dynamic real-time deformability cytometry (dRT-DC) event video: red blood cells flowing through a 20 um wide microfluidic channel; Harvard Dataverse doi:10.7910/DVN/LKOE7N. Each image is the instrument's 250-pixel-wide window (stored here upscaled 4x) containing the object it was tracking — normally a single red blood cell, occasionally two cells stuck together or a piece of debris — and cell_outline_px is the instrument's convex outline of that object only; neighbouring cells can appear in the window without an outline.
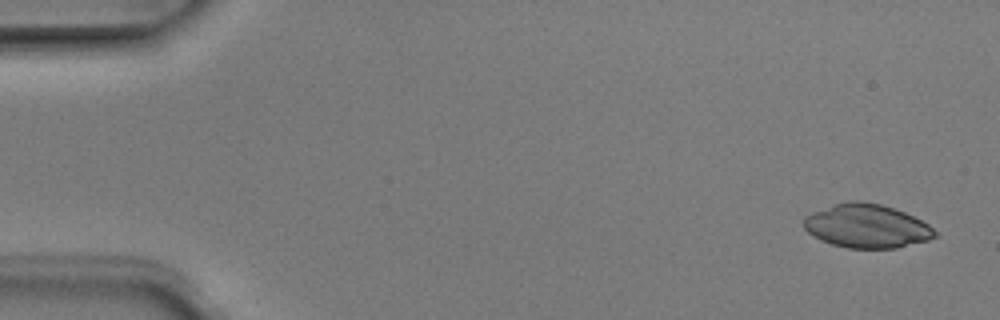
{"species": "Egyptian fruit bat (a non-hibernating species)", "species_latin": "Rousettus aegyptiacus", "temperature_condition": "room temperature", "stored_images_in_passage": 6, "camera_frame_rate_fps": 3000, "um_per_image_px": 0.085, "animal": {"sex": "male"}, "frame": {"image": 1, "passage_image": 1, "time_ms": 0.0, "image_size_px": [1000, 320], "cell_outline_px": [[936, 236], [928, 240], [896, 248], [848, 248], [832, 244], [820, 240], [808, 232], [804, 228], [804, 216], [812, 212], [848, 200], [860, 200], [880, 204], [904, 212], [928, 224], [936, 232]], "centroid_in_image_um": [73.65, 19.21], "position_along_channel_um": 11.4, "area_um2": 33.18}}